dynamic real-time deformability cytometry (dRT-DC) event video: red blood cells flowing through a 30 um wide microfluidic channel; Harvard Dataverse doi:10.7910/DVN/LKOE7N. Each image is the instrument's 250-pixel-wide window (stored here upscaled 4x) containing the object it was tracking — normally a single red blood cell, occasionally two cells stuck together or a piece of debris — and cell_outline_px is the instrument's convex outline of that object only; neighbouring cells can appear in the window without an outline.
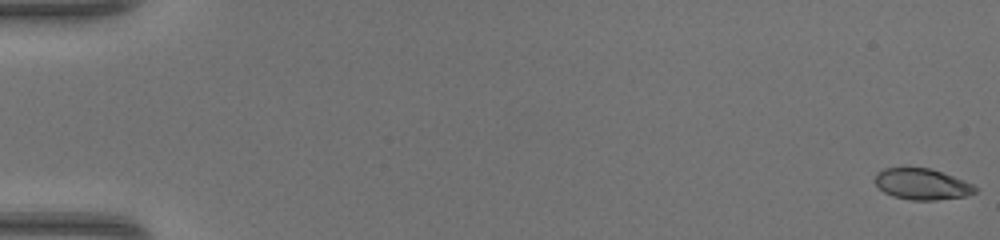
{"species": "common noctule bat (a hibernating species)", "species_latin": "Nyctalus noctula", "temperature_condition": "warm", "stored_images_in_passage": 50, "camera_frame_rate_fps": 3000, "um_per_image_px": 0.085, "animal": {"sex": "female", "body_mass_g": 17.0, "forearm_length_mm": 48.0}, "frame": {"image": 1, "passage_image": 1, "time_ms": 0.0, "image_size_px": [1000, 240], "cell_outline_px": [[976, 192], [968, 196], [936, 200], [908, 200], [892, 196], [884, 192], [872, 180], [876, 172], [884, 168], [932, 168], [964, 180], [972, 184], [976, 188]], "centroid_in_image_um": [78.35, 15.65], "position_along_channel_um": 6.7, "area_um2": 18.38}}
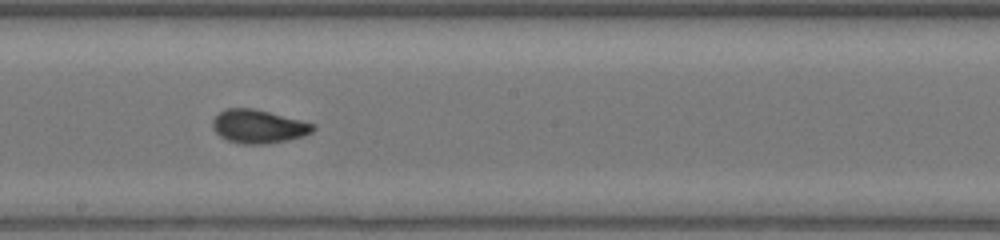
{"frame": {"image": 2, "passage_image": 29, "time_ms": 9.333, "image_size_px": [1000, 240], "cell_outline_px": [[316, 128], [312, 132], [304, 136], [288, 140], [264, 144], [240, 144], [228, 140], [220, 136], [212, 128], [212, 120], [224, 108], [252, 108], [316, 124]], "centroid_in_image_um": [21.96, 10.75], "position_along_channel_um": 226.2, "area_um2": 19.59}}
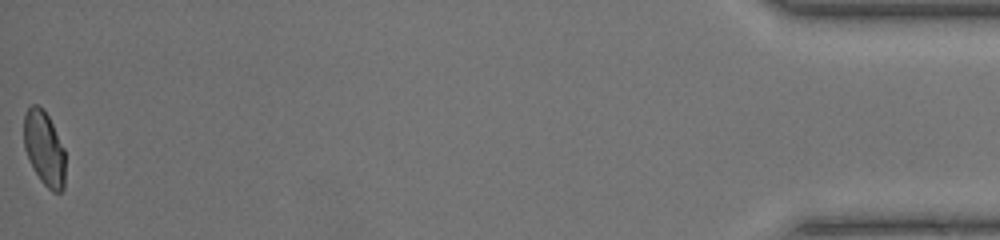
{"frame": {"image": 3, "passage_image": 50, "time_ms": 16.333, "image_size_px": [1000, 240], "cell_outline_px": [[64, 188], [60, 192], [52, 192], [40, 180], [32, 168], [24, 148], [24, 116], [28, 108], [32, 104], [36, 104], [48, 116], [64, 148]], "centroid_in_image_um": [3.75, 12.64], "position_along_channel_um": 431.5, "area_um2": 17.8}, "authors_computed_cell_mechanics": {"area_um2": 18.7561, "velocity_mm_per_s": 4.3077, "shape_relaxation_time_tau1_ms": 5.2012, "shape_relaxation_time_tau2_ms": null, "deformation_change_tau1": 0.1843, "deformation_change_tau2": null}}